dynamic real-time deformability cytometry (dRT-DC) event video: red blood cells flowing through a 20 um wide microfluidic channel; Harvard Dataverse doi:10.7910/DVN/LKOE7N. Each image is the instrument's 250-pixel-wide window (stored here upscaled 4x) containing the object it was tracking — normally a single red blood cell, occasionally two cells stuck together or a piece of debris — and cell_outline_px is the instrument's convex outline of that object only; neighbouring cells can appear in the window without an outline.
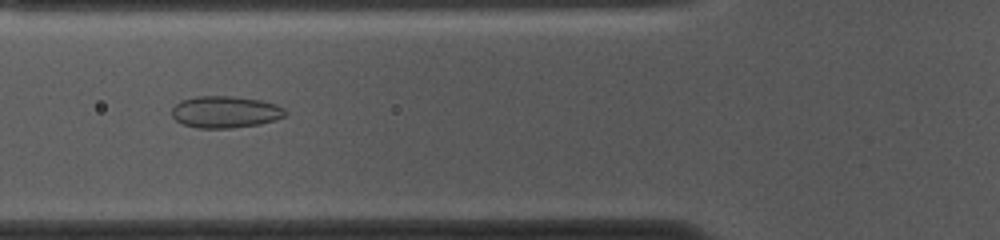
{"species": "common noctule bat (a hibernating species)", "species_latin": "Nyctalus noctula", "temperature_condition": "cold", "stored_images_in_passage": 51, "camera_frame_rate_fps": 3000, "um_per_image_px": 0.085, "animal": {"sex": "female", "body_mass_g": 10.0, "forearm_length_mm": 53.1}, "frame": {"image": 1, "passage_image": 16, "time_ms": 5.0, "image_size_px": [1000, 240], "cell_outline_px": [[288, 112], [284, 116], [276, 120], [260, 124], [232, 128], [196, 128], [184, 124], [176, 120], [172, 116], [172, 108], [180, 100], [196, 96], [232, 96], [260, 100], [276, 104], [284, 108]], "centroid_in_image_um": [19.16, 9.51], "position_along_channel_um": 106.6, "area_um2": 21.15}}
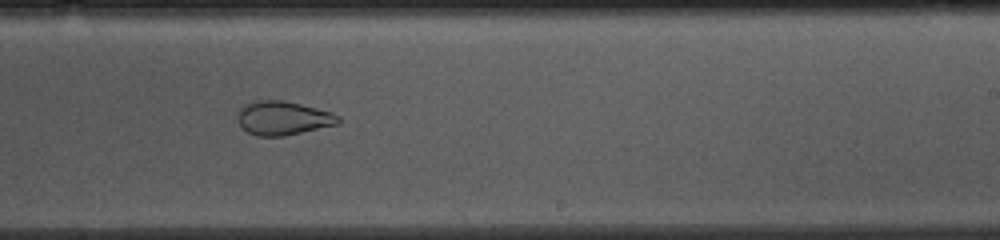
{"frame": {"image": 2, "passage_image": 29, "time_ms": 9.333, "image_size_px": [1000, 240], "cell_outline_px": [[340, 124], [284, 136], [256, 136], [248, 132], [240, 124], [240, 108], [244, 104], [256, 100], [284, 100], [332, 112], [340, 116]], "centroid_in_image_um": [24.11, 10.04], "position_along_channel_um": 264.9, "area_um2": 19.77}}
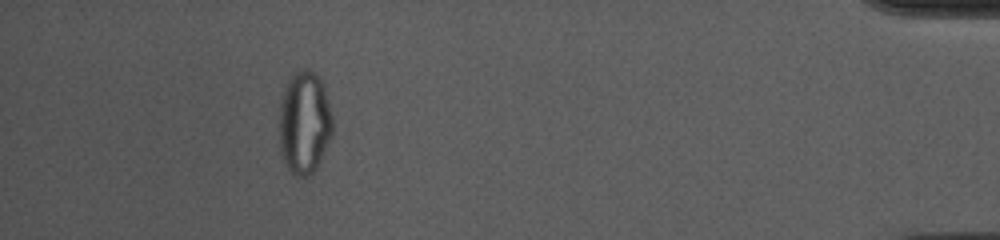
{"frame": {"image": 3, "passage_image": 46, "time_ms": 15.0, "image_size_px": [1000, 240], "cell_outline_px": [[332, 136], [320, 164], [308, 176], [300, 176], [292, 172], [288, 168], [280, 152], [280, 100], [284, 88], [288, 80], [300, 68], [308, 68], [320, 76], [324, 88], [332, 116]], "centroid_in_image_um": [25.89, 10.4], "position_along_channel_um": 409.3, "area_um2": 32.14}, "authors_computed_cell_mechanics": {"area_um2": 24.7384, "velocity_mm_per_s": 3.6507, "shape_relaxation_time_tau1_ms": null, "shape_relaxation_time_tau2_ms": 1.6676, "deformation_change_tau1": null, "deformation_change_tau2": 0.0782}}